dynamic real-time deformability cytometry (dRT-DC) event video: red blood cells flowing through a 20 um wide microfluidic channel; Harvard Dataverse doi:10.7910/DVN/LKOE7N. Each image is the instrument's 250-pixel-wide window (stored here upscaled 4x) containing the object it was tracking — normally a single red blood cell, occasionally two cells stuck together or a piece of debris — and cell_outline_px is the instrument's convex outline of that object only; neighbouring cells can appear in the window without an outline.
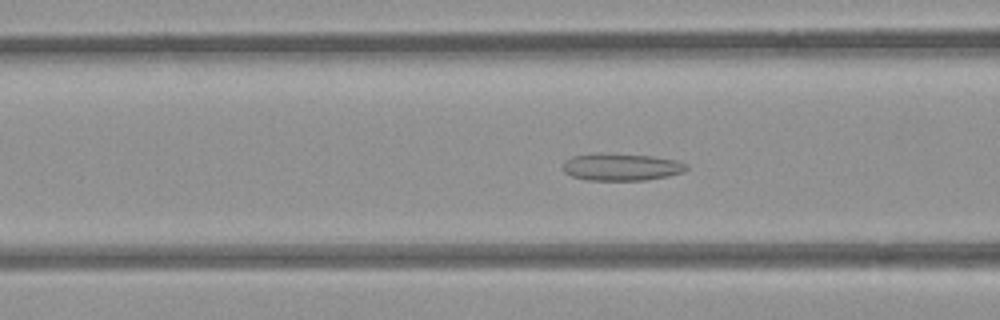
{"species": "common noctule bat (a hibernating species)", "species_latin": "Nyctalus noctula", "temperature_condition": "room temperature", "stored_images_in_passage": 55, "camera_frame_rate_fps": 3000, "um_per_image_px": 0.085, "animal": {"sex": "female", "body_mass_g": 21.9}, "frame": {"image": 1, "passage_image": 21, "time_ms": 6.667, "image_size_px": [1000, 320], "cell_outline_px": [[688, 168], [684, 172], [668, 176], [644, 180], [588, 180], [572, 176], [564, 172], [560, 168], [564, 160], [572, 156], [596, 152], [600, 152], [652, 156], [676, 160], [688, 164]], "centroid_in_image_um": [52.77, 14.18], "position_along_channel_um": 113.8, "area_um2": 20.0}}
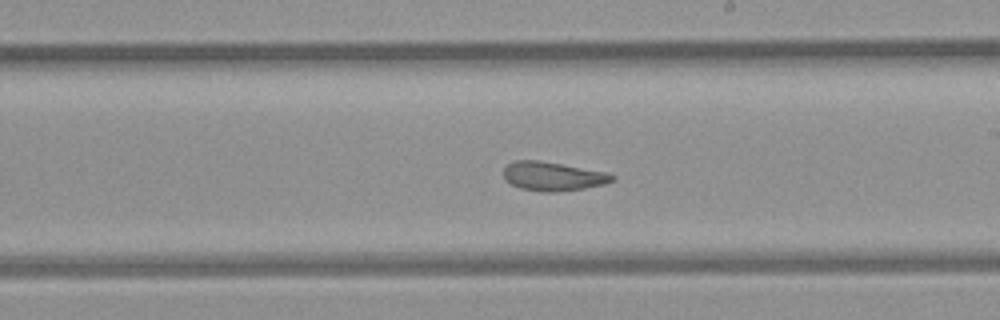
{"frame": {"image": 2, "passage_image": 31, "time_ms": 10.0, "image_size_px": [1000, 320], "cell_outline_px": [[616, 180], [604, 184], [584, 188], [556, 192], [540, 192], [520, 188], [504, 180], [504, 168], [508, 164], [516, 160], [540, 160], [604, 172], [616, 176]], "centroid_in_image_um": [46.98, 14.99], "position_along_channel_um": 242.0, "area_um2": 18.26}}
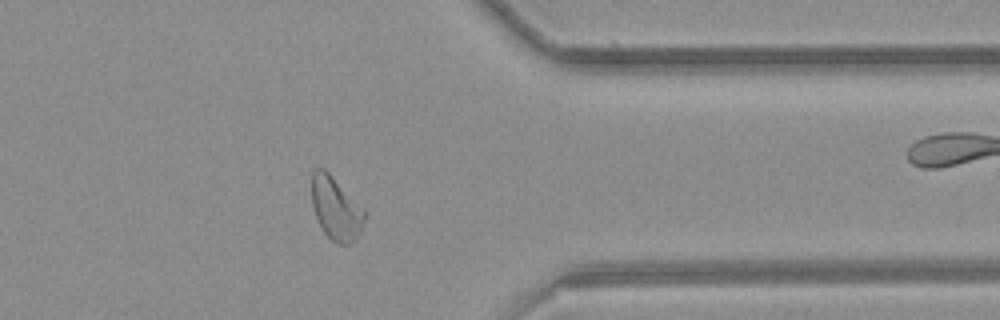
{"frame": {"image": 3, "passage_image": 43, "time_ms": 14.0, "image_size_px": [1000, 320], "cell_outline_px": [[368, 212], [360, 232], [356, 240], [348, 244], [340, 244], [332, 240], [324, 232], [316, 216], [312, 204], [312, 168], [324, 168]], "centroid_in_image_um": [28.57, 17.71], "position_along_channel_um": 382.8, "area_um2": 19.42}, "authors_computed_cell_mechanics": {"area_um2": 20.5768, "velocity_mm_per_s": 3.8484, "shape_relaxation_time_tau1_ms": null, "shape_relaxation_time_tau2_ms": 2.658, "deformation_change_tau1": null, "deformation_change_tau2": 0.0842}}